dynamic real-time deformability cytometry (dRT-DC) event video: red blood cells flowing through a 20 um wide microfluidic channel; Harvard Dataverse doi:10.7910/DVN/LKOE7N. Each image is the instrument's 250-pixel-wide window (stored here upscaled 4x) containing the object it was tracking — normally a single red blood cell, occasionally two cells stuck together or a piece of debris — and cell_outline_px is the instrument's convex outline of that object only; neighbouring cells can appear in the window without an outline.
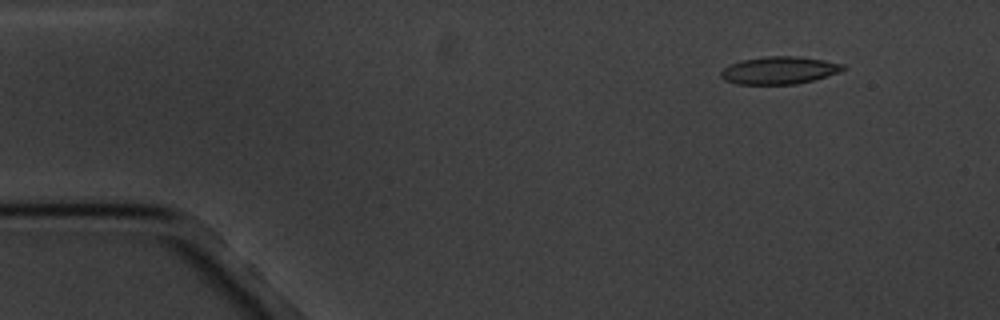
{"species": "common noctule bat (a hibernating species)", "species_latin": "Nyctalus noctula", "temperature_condition": "cold", "stored_images_in_passage": 4, "camera_frame_rate_fps": 3000, "um_per_image_px": 0.085, "animal": {"sex": "male", "body_mass_g": 20.1, "forearm_length_mm": 53.5}, "frame": {"image": 1, "passage_image": 1, "time_ms": 0.0, "image_size_px": [1000, 320], "cell_outline_px": [[848, 68], [840, 72], [812, 80], [796, 84], [736, 84], [724, 80], [720, 76], [720, 72], [724, 68], [740, 60], [764, 56], [796, 56], [824, 60], [844, 64]], "centroid_in_image_um": [66.24, 5.97], "position_along_channel_um": 18.8, "area_um2": 19.65}}
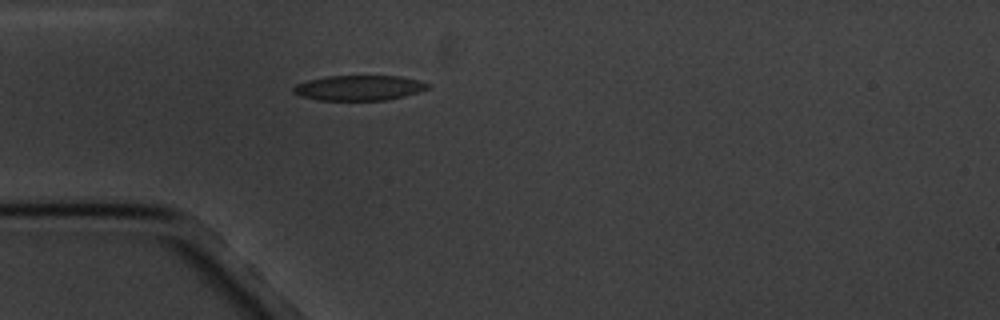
{"frame": {"image": 2, "passage_image": 4, "time_ms": 3.333, "image_size_px": [1000, 320], "cell_outline_px": [[432, 88], [404, 96], [388, 100], [320, 100], [300, 96], [292, 92], [292, 88], [296, 84], [308, 80], [328, 76], [400, 76], [420, 80], [432, 84]], "centroid_in_image_um": [30.57, 7.46], "position_along_channel_um": 54.4, "area_um2": 19.88}}